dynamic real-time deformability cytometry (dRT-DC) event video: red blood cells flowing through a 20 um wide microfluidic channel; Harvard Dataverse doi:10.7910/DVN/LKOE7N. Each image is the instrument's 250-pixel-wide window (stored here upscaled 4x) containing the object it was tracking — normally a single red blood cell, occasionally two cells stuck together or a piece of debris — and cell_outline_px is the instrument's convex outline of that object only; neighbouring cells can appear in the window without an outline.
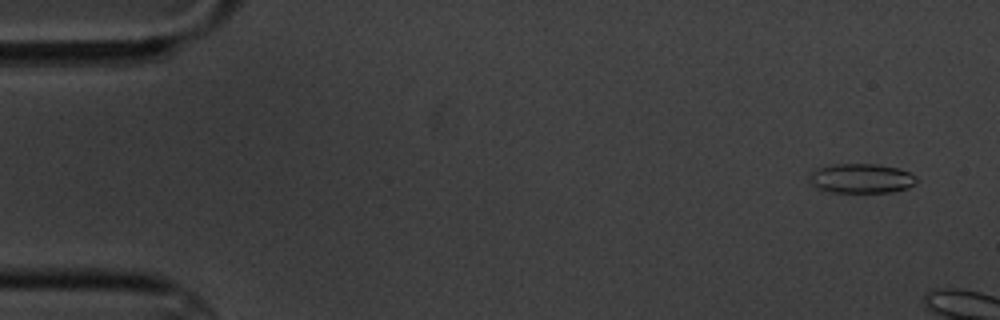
{"species": "common noctule bat (a hibernating species)", "species_latin": "Nyctalus noctula", "temperature_condition": "cold", "stored_images_in_passage": 3, "camera_frame_rate_fps": 3000, "um_per_image_px": 0.085, "animal": {"sex": "male", "body_mass_g": 20.1, "forearm_length_mm": 53.5}, "frame": {"image": 1, "passage_image": 1, "time_ms": 0.0, "image_size_px": [1000, 320], "cell_outline_px": [[916, 184], [908, 188], [892, 192], [832, 192], [816, 188], [812, 184], [812, 172], [816, 168], [836, 164], [876, 164], [900, 168], [916, 176]], "centroid_in_image_um": [73.26, 15.16], "position_along_channel_um": 11.7, "area_um2": 18.32}}